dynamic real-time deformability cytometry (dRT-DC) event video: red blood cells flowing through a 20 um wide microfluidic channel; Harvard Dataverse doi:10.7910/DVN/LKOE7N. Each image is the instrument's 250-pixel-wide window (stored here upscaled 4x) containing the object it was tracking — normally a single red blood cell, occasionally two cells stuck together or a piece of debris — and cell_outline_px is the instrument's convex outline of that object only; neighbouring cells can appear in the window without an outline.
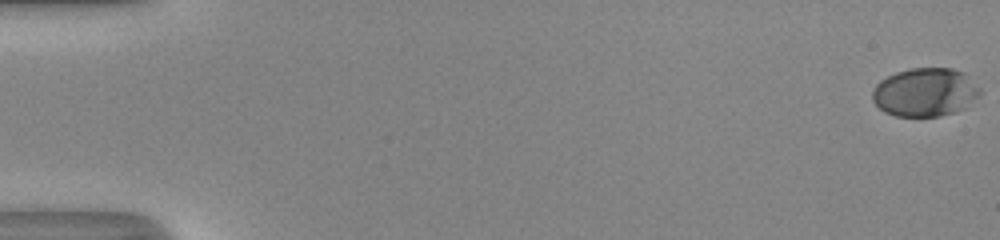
{"species": "human", "species_latin": "Homo sapiens", "temperature_condition": "room temperature", "stored_images_in_passage": 54, "camera_frame_rate_fps": 3000, "um_per_image_px": 0.085, "donor": {"sex": "male"}, "frame": {"image": 1, "passage_image": 1, "time_ms": 0.0, "image_size_px": [1000, 240], "cell_outline_px": [[980, 96], [964, 108], [956, 112], [940, 116], [896, 116], [884, 112], [872, 100], [872, 88], [880, 80], [896, 72], [912, 68], [952, 68], [964, 72], [980, 88]], "centroid_in_image_um": [78.63, 7.84], "position_along_channel_um": 6.4, "area_um2": 30.58}}
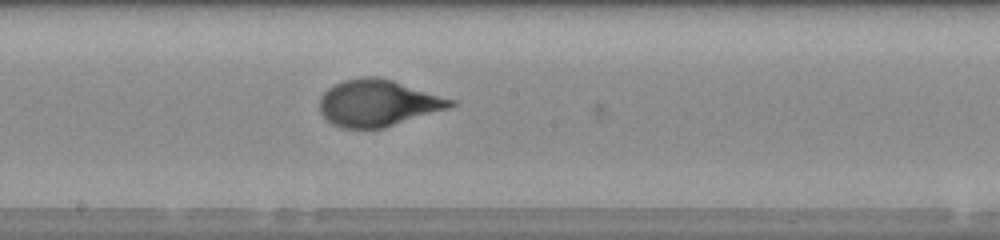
{"frame": {"image": 2, "passage_image": 31, "time_ms": 10.0, "image_size_px": [1000, 240], "cell_outline_px": [[460, 104], [448, 108], [384, 128], [344, 128], [332, 124], [320, 112], [320, 96], [328, 88], [344, 80], [364, 76], [376, 76], [392, 80], [456, 100]], "centroid_in_image_um": [32.14, 8.75], "position_along_channel_um": 216.1, "area_um2": 35.43}}
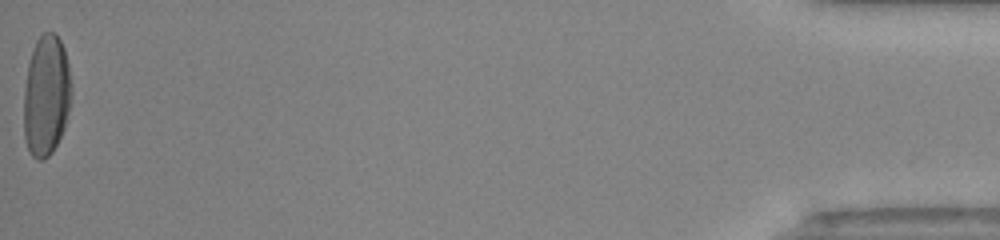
{"frame": {"image": 3, "passage_image": 54, "time_ms": 17.667, "image_size_px": [1000, 240], "cell_outline_px": [[72, 92], [68, 112], [64, 128], [52, 152], [44, 160], [36, 160], [28, 152], [24, 136], [24, 88], [28, 64], [32, 48], [36, 40], [44, 32], [52, 32], [60, 40], [64, 48], [68, 64], [72, 88]], "centroid_in_image_um": [3.92, 8.14], "position_along_channel_um": 431.3, "area_um2": 33.81}, "authors_computed_cell_mechanics": {"area_um2": 33.524, "velocity_mm_per_s": 4.092, "shape_relaxation_time_tau1_ms": 4.6041, "shape_relaxation_time_tau2_ms": null, "deformation_change_tau1": 0.2196, "deformation_change_tau2": null}}